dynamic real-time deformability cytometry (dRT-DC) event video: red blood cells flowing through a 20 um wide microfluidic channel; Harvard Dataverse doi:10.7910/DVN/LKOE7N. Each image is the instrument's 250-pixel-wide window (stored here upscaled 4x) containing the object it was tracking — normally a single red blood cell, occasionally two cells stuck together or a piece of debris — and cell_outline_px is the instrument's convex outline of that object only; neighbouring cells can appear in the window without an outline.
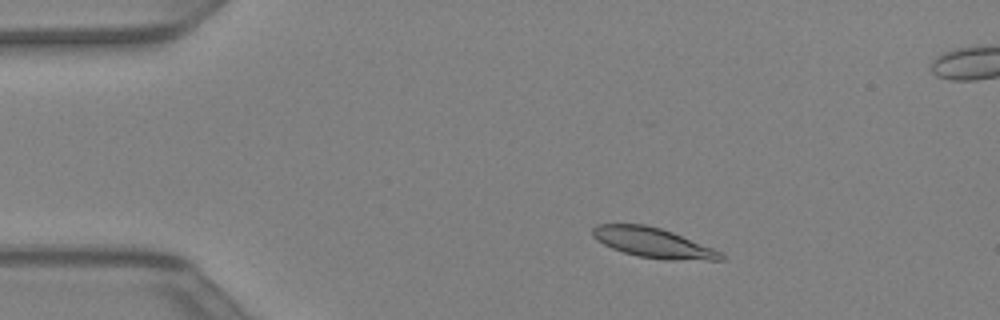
{"species": "Egyptian fruit bat (a non-hibernating species)", "species_latin": "Rousettus aegyptiacus", "temperature_condition": "warm", "stored_images_in_passage": 37, "segment_of_instrument_passage": [1, 2], "camera_frame_rate_fps": 3000, "um_per_image_px": 0.085, "animal": {"sex": "female"}, "frame": {"image": 1, "passage_image": 1, "time_ms": 0.0, "image_size_px": [1000, 320], "cell_outline_px": [[724, 260], [664, 260], [636, 256], [612, 248], [596, 240], [592, 236], [592, 228], [596, 224], [644, 224], [660, 228], [672, 232], [712, 248], [720, 252], [724, 256]], "centroid_in_image_um": [55.48, 20.64], "position_along_channel_um": 29.5, "area_um2": 22.25}}
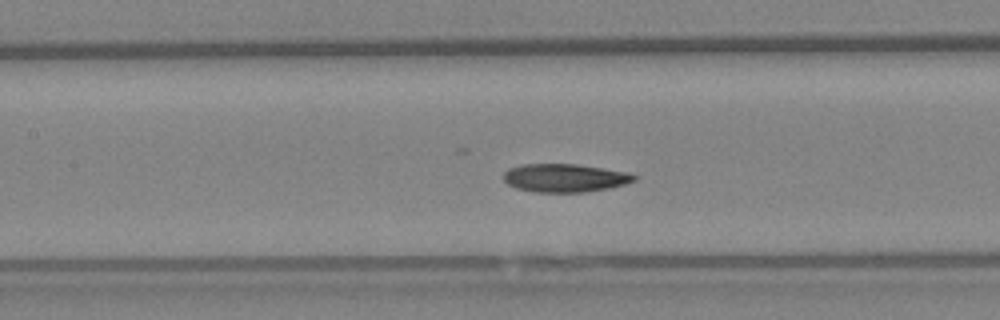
{"frame": {"image": 2, "passage_image": 13, "time_ms": 4.0, "image_size_px": [1000, 320], "cell_outline_px": [[636, 180], [612, 188], [584, 192], [536, 192], [516, 188], [508, 184], [504, 180], [504, 172], [508, 168], [524, 164], [576, 164], [628, 172], [636, 176]], "centroid_in_image_um": [48.01, 15.12], "position_along_channel_um": 159.4, "area_um2": 21.5}}
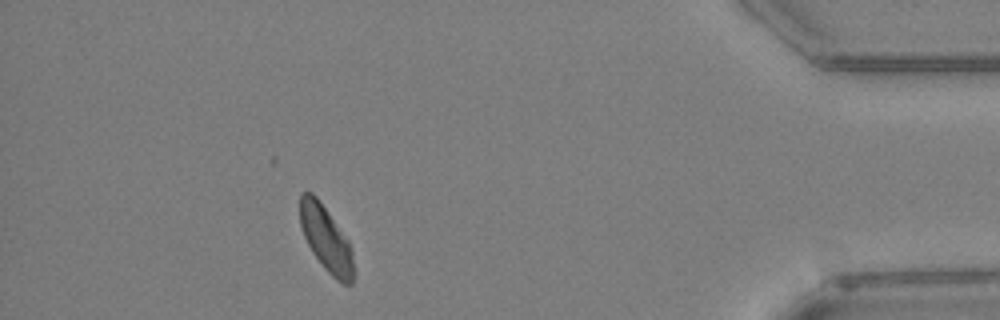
{"frame": {"image": 3, "passage_image": 32, "time_ms": 10.333, "image_size_px": [1000, 320], "cell_outline_px": [[356, 272], [352, 284], [344, 284], [336, 280], [324, 268], [312, 252], [304, 236], [300, 224], [300, 192], [312, 192], [316, 196], [348, 240], [352, 248]], "centroid_in_image_um": [27.75, 20.35], "position_along_channel_um": 407.5, "area_um2": 20.58}}